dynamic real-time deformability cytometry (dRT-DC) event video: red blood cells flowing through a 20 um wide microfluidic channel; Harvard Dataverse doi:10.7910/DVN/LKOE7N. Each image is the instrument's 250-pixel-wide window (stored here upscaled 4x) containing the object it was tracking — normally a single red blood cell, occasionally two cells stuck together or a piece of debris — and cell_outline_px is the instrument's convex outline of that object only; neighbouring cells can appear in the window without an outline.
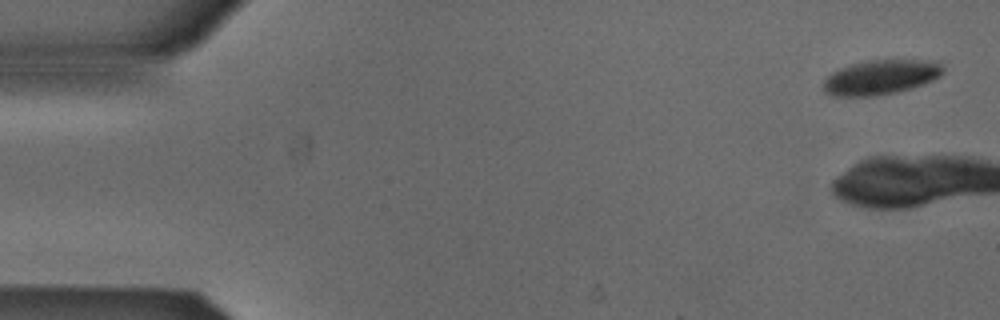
{"species": "Egyptian fruit bat (a non-hibernating species)", "species_latin": "Rousettus aegyptiacus", "temperature_condition": "cold", "stored_images_in_passage": 6, "camera_frame_rate_fps": 3000, "um_per_image_px": 0.085, "animal": {"sex": "male"}, "frame": {"image": 1, "passage_image": 1, "time_ms": 0.0, "image_size_px": [1000, 320], "cell_outline_px": [[944, 72], [940, 76], [932, 80], [896, 92], [868, 96], [836, 96], [828, 92], [824, 88], [824, 80], [832, 72], [840, 68], [852, 64], [868, 60], [920, 60], [940, 64], [944, 68]], "centroid_in_image_um": [74.85, 6.55], "position_along_channel_um": 10.2, "area_um2": 23.52}}
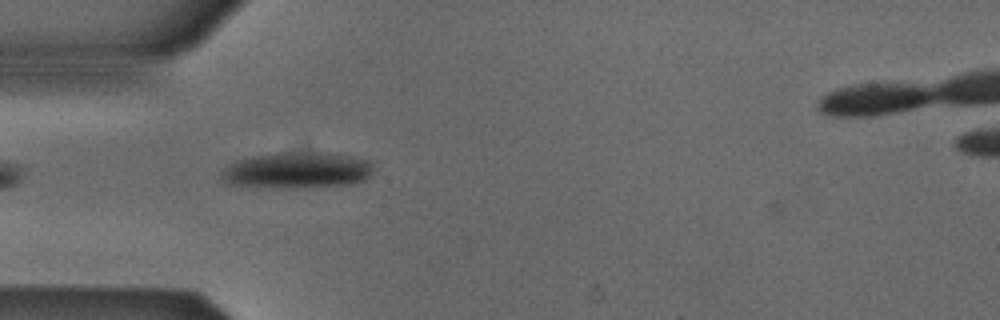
{"frame": {"image": 2, "passage_image": 5, "time_ms": 1.333, "image_size_px": [1000, 320], "cell_outline_px": [[372, 168], [368, 176], [364, 180], [352, 184], [292, 188], [260, 188], [224, 184], [220, 176], [224, 168], [236, 160], [252, 156], [276, 152], [320, 152], [352, 156], [372, 160]], "centroid_in_image_um": [25.19, 14.48], "position_along_channel_um": 59.8, "area_um2": 32.66}}